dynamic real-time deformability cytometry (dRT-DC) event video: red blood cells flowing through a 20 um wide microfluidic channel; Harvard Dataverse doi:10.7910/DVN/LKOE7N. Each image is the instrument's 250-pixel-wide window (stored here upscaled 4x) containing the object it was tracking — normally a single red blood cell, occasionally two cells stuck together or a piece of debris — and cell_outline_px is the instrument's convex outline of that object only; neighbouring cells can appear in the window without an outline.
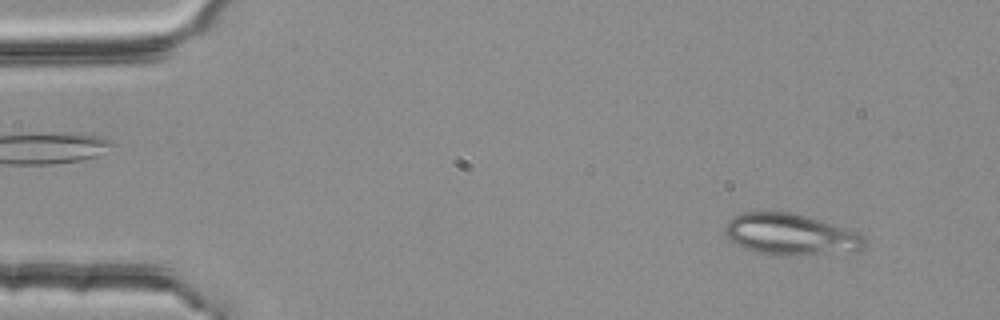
{"species": "common noctule bat (a hibernating species)", "species_latin": "Nyctalus noctula", "temperature_condition": "room temperature", "stored_images_in_passage": 4, "camera_frame_rate_fps": 3000, "um_per_image_px": 0.085, "animal": {"sex": "female", "body_mass_g": 25.1}, "frame": {"image": 1, "passage_image": 1, "time_ms": 0.0, "image_size_px": [1000, 320], "cell_outline_px": [[864, 244], [856, 252], [760, 252], [744, 248], [732, 240], [724, 232], [724, 228], [728, 220], [744, 212], [788, 212], [804, 216], [856, 232], [864, 236]], "centroid_in_image_um": [67.15, 19.87], "position_along_channel_um": 17.8, "area_um2": 31.56}}